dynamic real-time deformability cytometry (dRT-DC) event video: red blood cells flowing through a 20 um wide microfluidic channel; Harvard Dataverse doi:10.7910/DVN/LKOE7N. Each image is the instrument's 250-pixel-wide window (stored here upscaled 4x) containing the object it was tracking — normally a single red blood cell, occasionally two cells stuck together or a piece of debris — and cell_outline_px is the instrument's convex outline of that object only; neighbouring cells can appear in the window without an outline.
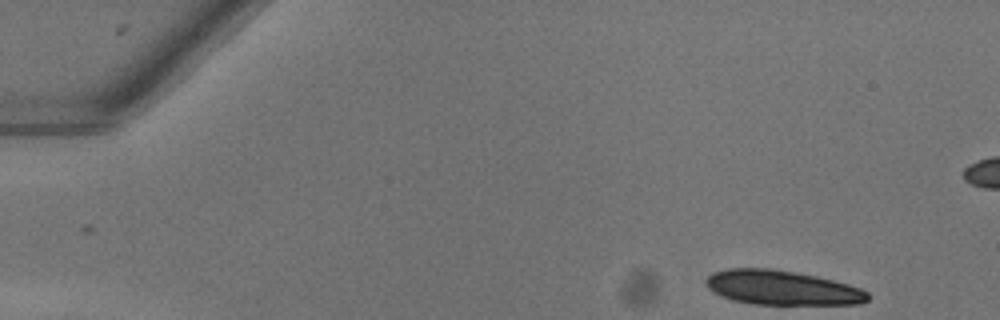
{"species": "common noctule bat (a hibernating species)", "species_latin": "Nyctalus noctula", "temperature_condition": "warm", "stored_images_in_passage": 44, "camera_frame_rate_fps": 3000, "um_per_image_px": 0.085, "animal": {"sex": "female"}, "frame": {"image": 1, "passage_image": 1, "time_ms": 0.0, "image_size_px": [1000, 320], "cell_outline_px": [[872, 296], [868, 300], [860, 304], [752, 304], [732, 300], [720, 296], [712, 292], [704, 284], [704, 280], [712, 272], [728, 268], [772, 268], [796, 272], [816, 276], [848, 284], [860, 288], [868, 292]], "centroid_in_image_um": [66.43, 24.45], "position_along_channel_um": 18.6, "area_um2": 32.83}}
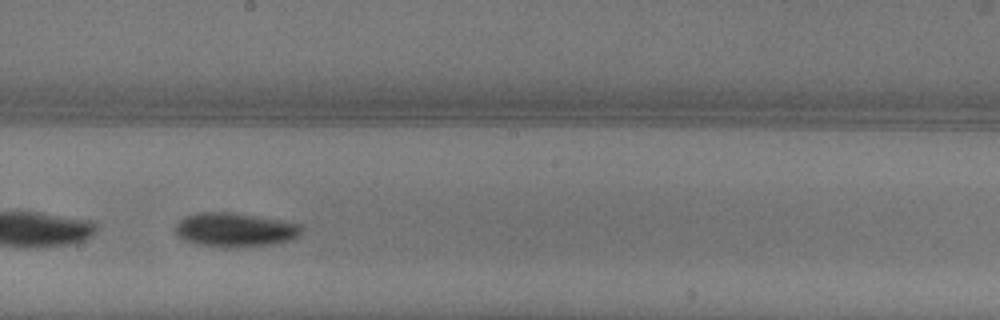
{"frame": {"image": 2, "passage_image": 26, "time_ms": 8.333, "image_size_px": [1000, 320], "cell_outline_px": [[300, 232], [296, 236], [288, 240], [264, 244], [196, 244], [184, 240], [176, 232], [176, 224], [184, 216], [200, 212], [232, 212], [284, 220], [300, 224]], "centroid_in_image_um": [19.93, 19.45], "position_along_channel_um": 228.3, "area_um2": 23.7}, "authors_computed_cell_mechanics": {"area_um2": 23.8714, "velocity_mm_per_s": 4.0458, "shape_relaxation_time_tau1_ms": 2.8056, "shape_relaxation_time_tau2_ms": null, "deformation_change_tau1": 0.1505, "deformation_change_tau2": null}}